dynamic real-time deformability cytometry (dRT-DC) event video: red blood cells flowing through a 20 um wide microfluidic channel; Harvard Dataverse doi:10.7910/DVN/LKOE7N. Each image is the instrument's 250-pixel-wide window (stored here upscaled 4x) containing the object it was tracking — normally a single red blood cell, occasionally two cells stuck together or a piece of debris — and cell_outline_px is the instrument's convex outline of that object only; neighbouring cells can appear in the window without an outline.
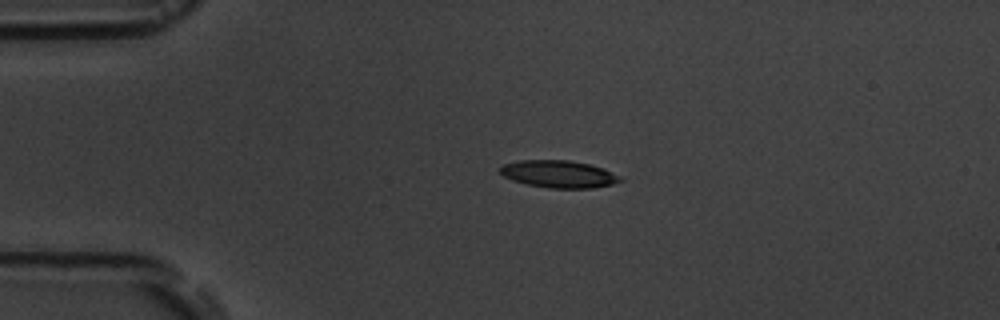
{"species": "common noctule bat (a hibernating species)", "species_latin": "Nyctalus noctula", "temperature_condition": "room temperature", "stored_images_in_passage": 3, "camera_frame_rate_fps": 3000, "um_per_image_px": 0.085, "animal": {"sex": "male", "body_mass_g": 19.5, "forearm_length_mm": 54.6}, "frame": {"image": 1, "passage_image": 2, "time_ms": 2.0, "image_size_px": [1000, 320], "cell_outline_px": [[624, 180], [612, 184], [592, 188], [548, 188], [528, 184], [512, 180], [504, 176], [500, 172], [500, 164], [520, 160], [568, 160], [588, 164], [604, 168], [620, 176]], "centroid_in_image_um": [47.48, 14.79], "position_along_channel_um": 37.5, "area_um2": 19.13}}